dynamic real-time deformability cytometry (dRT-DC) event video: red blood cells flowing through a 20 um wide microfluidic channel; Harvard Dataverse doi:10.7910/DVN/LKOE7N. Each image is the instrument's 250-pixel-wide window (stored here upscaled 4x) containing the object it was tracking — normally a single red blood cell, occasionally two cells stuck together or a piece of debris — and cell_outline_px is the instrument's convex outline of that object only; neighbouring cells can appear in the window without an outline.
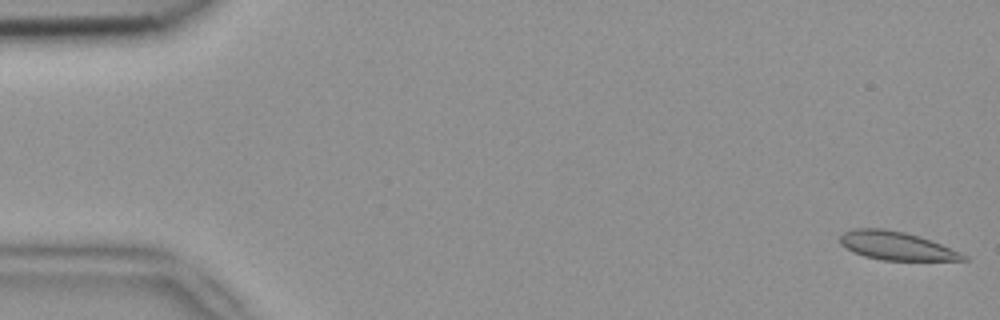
{"species": "common noctule bat (a hibernating species)", "species_latin": "Nyctalus noctula", "temperature_condition": "room temperature", "stored_images_in_passage": 52, "camera_frame_rate_fps": 3000, "um_per_image_px": 0.085, "animal": {"sex": "female", "body_mass_g": 18.4}, "frame": {"image": 1, "passage_image": 1, "time_ms": 0.0, "image_size_px": [1000, 320], "cell_outline_px": [[968, 260], [880, 260], [864, 256], [852, 252], [840, 244], [840, 236], [844, 232], [852, 228], [884, 228], [904, 232], [920, 236], [932, 240], [960, 252], [968, 256]], "centroid_in_image_um": [76.17, 20.89], "position_along_channel_um": 8.8, "area_um2": 20.52}}
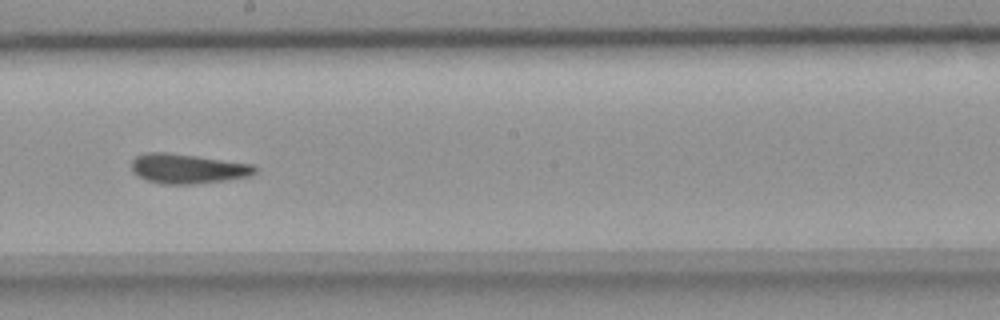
{"frame": {"image": 2, "passage_image": 29, "time_ms": 9.333, "image_size_px": [1000, 320], "cell_outline_px": [[256, 172], [252, 176], [224, 180], [192, 184], [160, 184], [136, 176], [132, 172], [132, 160], [136, 156], [148, 152], [168, 152], [256, 164]], "centroid_in_image_um": [15.96, 14.33], "position_along_channel_um": 232.2, "area_um2": 21.56}}
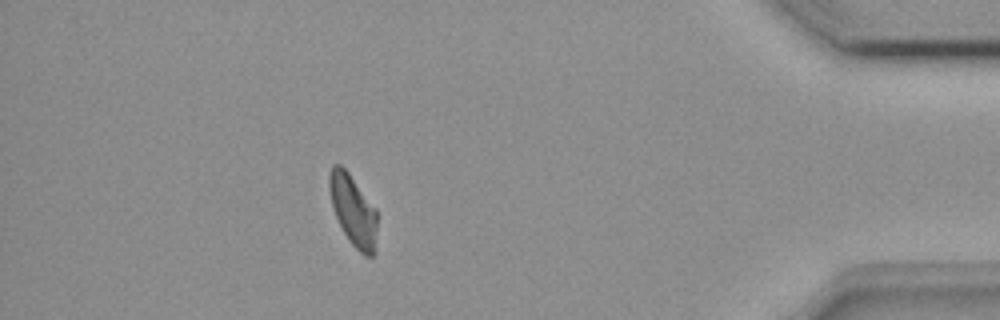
{"frame": {"image": 3, "passage_image": 46, "time_ms": 15.0, "image_size_px": [1000, 320], "cell_outline_px": [[376, 228], [372, 256], [364, 256], [348, 240], [336, 216], [332, 204], [328, 188], [328, 172], [332, 164], [340, 164], [348, 172], [376, 208]], "centroid_in_image_um": [29.98, 17.81], "position_along_channel_um": 405.2, "area_um2": 19.48}, "authors_computed_cell_mechanics": {"area_um2": 20.8658, "velocity_mm_per_s": 3.8922, "shape_relaxation_time_tau1_ms": 11.0125, "shape_relaxation_time_tau2_ms": 2.3909, "deformation_change_tau1": 0.2254, "deformation_change_tau2": 0.0593}}